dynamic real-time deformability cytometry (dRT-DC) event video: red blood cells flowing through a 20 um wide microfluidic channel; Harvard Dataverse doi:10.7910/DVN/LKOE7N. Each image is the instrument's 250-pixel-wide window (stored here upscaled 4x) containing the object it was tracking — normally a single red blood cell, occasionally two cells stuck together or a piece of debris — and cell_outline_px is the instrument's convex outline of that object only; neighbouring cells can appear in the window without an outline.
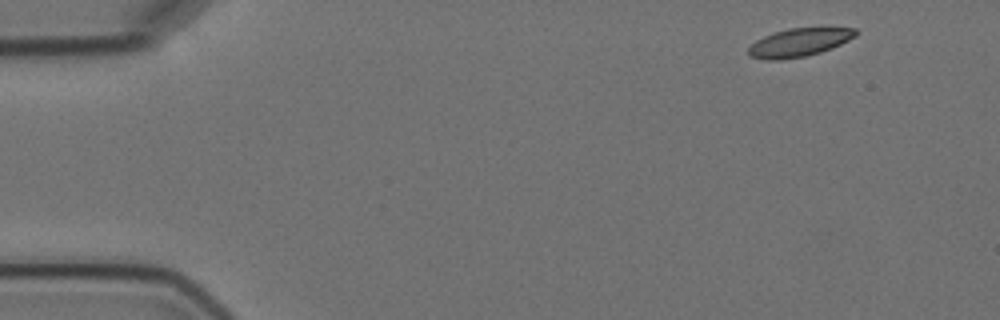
{"species": "Egyptian fruit bat (a non-hibernating species)", "species_latin": "Rousettus aegyptiacus", "temperature_condition": "cold", "stored_images_in_passage": 4, "camera_frame_rate_fps": 3000, "um_per_image_px": 0.085, "animal": {"sex": "female"}, "frame": {"image": 1, "passage_image": 1, "time_ms": 0.0, "image_size_px": [1000, 320], "cell_outline_px": [[860, 32], [856, 36], [832, 48], [808, 56], [780, 60], [764, 60], [748, 56], [748, 48], [756, 40], [764, 36], [788, 28], [856, 28]], "centroid_in_image_um": [67.92, 3.62], "position_along_channel_um": 17.1, "area_um2": 17.74}}
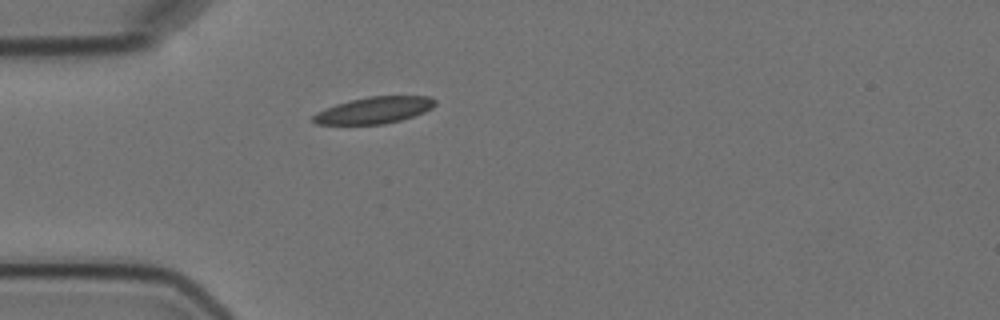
{"frame": {"image": 2, "passage_image": 4, "time_ms": 3.667, "image_size_px": [1000, 320], "cell_outline_px": [[436, 104], [432, 108], [424, 112], [400, 120], [384, 124], [316, 124], [312, 120], [312, 116], [316, 112], [336, 104], [368, 96], [428, 96], [436, 100]], "centroid_in_image_um": [31.8, 9.36], "position_along_channel_um": 53.2, "area_um2": 18.79}}